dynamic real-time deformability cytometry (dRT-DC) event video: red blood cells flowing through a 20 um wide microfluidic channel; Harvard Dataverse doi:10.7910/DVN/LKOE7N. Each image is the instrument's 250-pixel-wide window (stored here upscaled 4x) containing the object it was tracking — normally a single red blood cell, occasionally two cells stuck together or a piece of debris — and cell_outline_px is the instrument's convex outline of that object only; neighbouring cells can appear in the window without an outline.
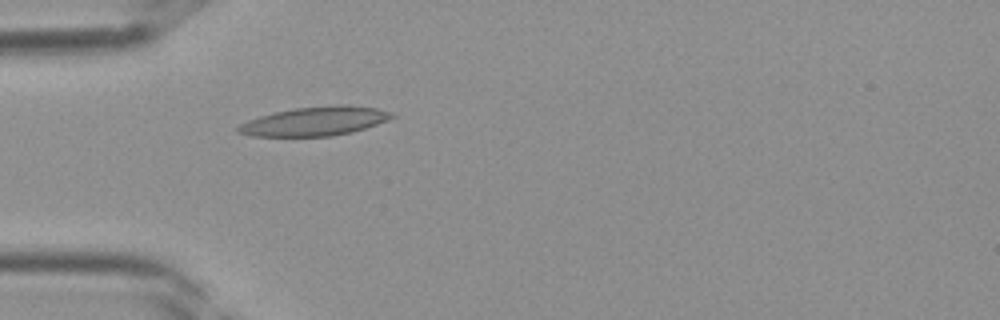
{"species": "Egyptian fruit bat (a non-hibernating species)", "species_latin": "Rousettus aegyptiacus", "temperature_condition": "room temperature", "stored_images_in_passage": 36, "camera_frame_rate_fps": 3000, "um_per_image_px": 0.085, "frame": {"image": 1, "passage_image": 9, "time_ms": 2.667, "image_size_px": [1000, 320], "cell_outline_px": [[396, 116], [388, 120], [352, 132], [332, 136], [252, 136], [236, 132], [236, 128], [240, 124], [248, 120], [260, 116], [276, 112], [296, 108], [340, 104], [344, 104], [376, 108], [392, 112]], "centroid_in_image_um": [26.77, 10.3], "position_along_channel_um": 58.2, "area_um2": 25.84}}
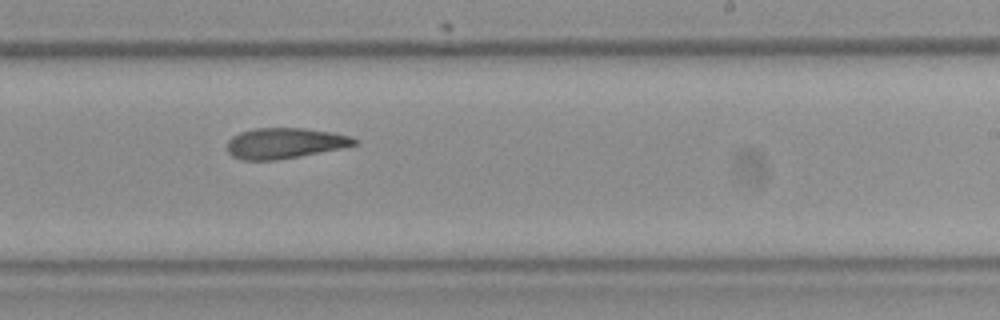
{"frame": {"image": 2, "passage_image": 21, "time_ms": 6.667, "image_size_px": [1000, 320], "cell_outline_px": [[356, 144], [340, 148], [300, 156], [276, 160], [240, 160], [232, 156], [228, 152], [228, 140], [232, 136], [240, 132], [256, 128], [304, 128], [332, 132], [352, 136], [356, 140]], "centroid_in_image_um": [24.17, 12.17], "position_along_channel_um": 264.8, "area_um2": 22.6}}
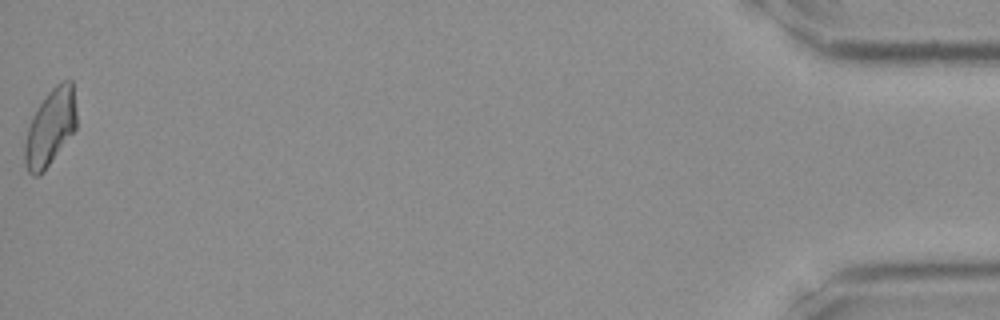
{"frame": {"image": 3, "passage_image": 36, "time_ms": 11.667, "image_size_px": [1000, 320], "cell_outline_px": [[76, 128], [44, 172], [40, 176], [32, 176], [28, 172], [24, 164], [24, 144], [28, 128], [32, 116], [48, 92], [60, 80], [72, 80], [76, 112]], "centroid_in_image_um": [4.26, 10.86], "position_along_channel_um": 430.9, "area_um2": 23.12}}